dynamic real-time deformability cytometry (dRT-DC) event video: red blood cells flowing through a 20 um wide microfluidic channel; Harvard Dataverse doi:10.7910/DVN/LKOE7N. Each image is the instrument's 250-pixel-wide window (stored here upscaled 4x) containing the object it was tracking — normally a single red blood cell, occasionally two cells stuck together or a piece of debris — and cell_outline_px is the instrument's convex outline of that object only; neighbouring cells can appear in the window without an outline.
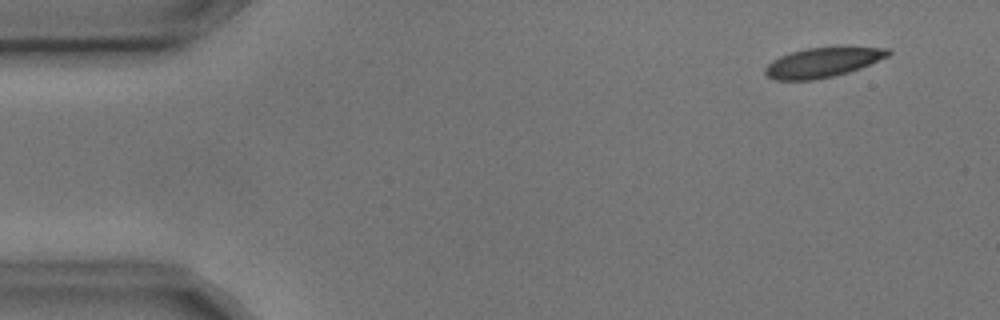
{"species": "common noctule bat (a hibernating species)", "species_latin": "Nyctalus noctula", "temperature_condition": "cold", "stored_images_in_passage": 5, "camera_frame_rate_fps": 3000, "um_per_image_px": 0.085, "animal": {"sex": "male", "body_mass_g": 17.9, "forearm_length_mm": 54.2}, "frame": {"image": 1, "passage_image": 1, "time_ms": 0.0, "image_size_px": [1000, 320], "cell_outline_px": [[892, 52], [888, 56], [860, 68], [848, 72], [832, 76], [812, 80], [776, 80], [768, 76], [764, 72], [764, 68], [772, 60], [780, 56], [792, 52], [808, 48], [888, 48]], "centroid_in_image_um": [69.88, 5.32], "position_along_channel_um": 15.1, "area_um2": 20.75}}